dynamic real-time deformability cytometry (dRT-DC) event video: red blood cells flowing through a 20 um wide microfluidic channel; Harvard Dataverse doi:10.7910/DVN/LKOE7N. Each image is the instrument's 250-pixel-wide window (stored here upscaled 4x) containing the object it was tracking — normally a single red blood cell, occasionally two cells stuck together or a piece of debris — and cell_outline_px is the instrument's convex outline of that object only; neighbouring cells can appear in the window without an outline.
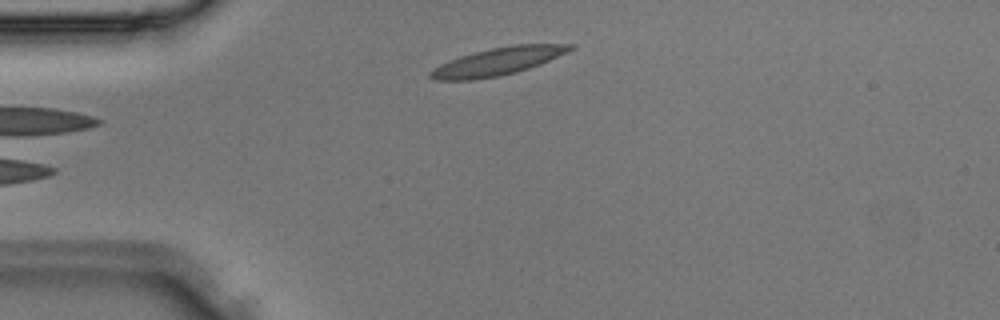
{"species": "Egyptian fruit bat (a non-hibernating species)", "species_latin": "Rousettus aegyptiacus", "temperature_condition": "room temperature", "stored_images_in_passage": 3, "camera_frame_rate_fps": 3000, "um_per_image_px": 0.085, "animal": {"sex": "male"}, "frame": {"image": 1, "passage_image": 2, "time_ms": 0.333, "image_size_px": [1000, 320], "cell_outline_px": [[576, 48], [540, 64], [516, 72], [500, 76], [472, 80], [436, 80], [428, 76], [428, 72], [432, 68], [448, 60], [460, 56], [492, 48], [512, 44], [576, 44]], "centroid_in_image_um": [42.29, 5.22], "position_along_channel_um": 42.7, "area_um2": 22.54}}